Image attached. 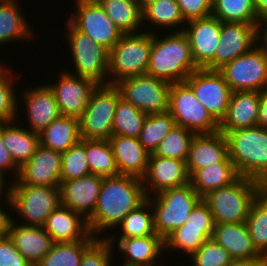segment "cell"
<instances>
[{
	"label": "cell",
	"instance_id": "6da1fadb",
	"mask_svg": "<svg viewBox=\"0 0 267 266\" xmlns=\"http://www.w3.org/2000/svg\"><path fill=\"white\" fill-rule=\"evenodd\" d=\"M146 199L142 179L122 174L103 177L96 208L87 220L91 235L106 237L105 232L109 234L106 230H114Z\"/></svg>",
	"mask_w": 267,
	"mask_h": 266
},
{
	"label": "cell",
	"instance_id": "7a4b0ae2",
	"mask_svg": "<svg viewBox=\"0 0 267 266\" xmlns=\"http://www.w3.org/2000/svg\"><path fill=\"white\" fill-rule=\"evenodd\" d=\"M169 33H161L160 36L152 33V47L146 74L171 84L181 83L198 68L192 59L186 34L183 31Z\"/></svg>",
	"mask_w": 267,
	"mask_h": 266
},
{
	"label": "cell",
	"instance_id": "3957f363",
	"mask_svg": "<svg viewBox=\"0 0 267 266\" xmlns=\"http://www.w3.org/2000/svg\"><path fill=\"white\" fill-rule=\"evenodd\" d=\"M228 156L239 176L267 187V129L254 126L225 133Z\"/></svg>",
	"mask_w": 267,
	"mask_h": 266
},
{
	"label": "cell",
	"instance_id": "277c9868",
	"mask_svg": "<svg viewBox=\"0 0 267 266\" xmlns=\"http://www.w3.org/2000/svg\"><path fill=\"white\" fill-rule=\"evenodd\" d=\"M266 188L261 182L239 176L230 185L205 195L215 223H244L255 198Z\"/></svg>",
	"mask_w": 267,
	"mask_h": 266
},
{
	"label": "cell",
	"instance_id": "5b68a950",
	"mask_svg": "<svg viewBox=\"0 0 267 266\" xmlns=\"http://www.w3.org/2000/svg\"><path fill=\"white\" fill-rule=\"evenodd\" d=\"M153 30L123 34L109 51L108 84L145 75L152 47ZM111 78V79H110Z\"/></svg>",
	"mask_w": 267,
	"mask_h": 266
},
{
	"label": "cell",
	"instance_id": "8992f818",
	"mask_svg": "<svg viewBox=\"0 0 267 266\" xmlns=\"http://www.w3.org/2000/svg\"><path fill=\"white\" fill-rule=\"evenodd\" d=\"M156 234L164 240L187 221L190 212L202 197L189 183L185 186L164 190L149 196Z\"/></svg>",
	"mask_w": 267,
	"mask_h": 266
},
{
	"label": "cell",
	"instance_id": "52a82bcc",
	"mask_svg": "<svg viewBox=\"0 0 267 266\" xmlns=\"http://www.w3.org/2000/svg\"><path fill=\"white\" fill-rule=\"evenodd\" d=\"M65 23L67 30L64 37L73 58L71 64L74 72L69 70V73L93 79L98 84H108L109 50L79 31L68 20Z\"/></svg>",
	"mask_w": 267,
	"mask_h": 266
},
{
	"label": "cell",
	"instance_id": "ba28073f",
	"mask_svg": "<svg viewBox=\"0 0 267 266\" xmlns=\"http://www.w3.org/2000/svg\"><path fill=\"white\" fill-rule=\"evenodd\" d=\"M120 98L119 89L114 84L96 87L79 117L81 139L108 140L112 136L113 119Z\"/></svg>",
	"mask_w": 267,
	"mask_h": 266
},
{
	"label": "cell",
	"instance_id": "9c48e42d",
	"mask_svg": "<svg viewBox=\"0 0 267 266\" xmlns=\"http://www.w3.org/2000/svg\"><path fill=\"white\" fill-rule=\"evenodd\" d=\"M14 216L19 215L25 226L43 227L47 217L61 205L57 186L11 185Z\"/></svg>",
	"mask_w": 267,
	"mask_h": 266
},
{
	"label": "cell",
	"instance_id": "30bf717a",
	"mask_svg": "<svg viewBox=\"0 0 267 266\" xmlns=\"http://www.w3.org/2000/svg\"><path fill=\"white\" fill-rule=\"evenodd\" d=\"M168 112L174 118L176 125H180L196 135L219 132V124L185 82L171 84Z\"/></svg>",
	"mask_w": 267,
	"mask_h": 266
},
{
	"label": "cell",
	"instance_id": "8fae6325",
	"mask_svg": "<svg viewBox=\"0 0 267 266\" xmlns=\"http://www.w3.org/2000/svg\"><path fill=\"white\" fill-rule=\"evenodd\" d=\"M218 71L232 92H261L267 87V52L258 43Z\"/></svg>",
	"mask_w": 267,
	"mask_h": 266
},
{
	"label": "cell",
	"instance_id": "7c38bea8",
	"mask_svg": "<svg viewBox=\"0 0 267 266\" xmlns=\"http://www.w3.org/2000/svg\"><path fill=\"white\" fill-rule=\"evenodd\" d=\"M115 86L125 101L147 115L168 111L171 83L165 80L145 74L122 79Z\"/></svg>",
	"mask_w": 267,
	"mask_h": 266
},
{
	"label": "cell",
	"instance_id": "4fadbf2b",
	"mask_svg": "<svg viewBox=\"0 0 267 266\" xmlns=\"http://www.w3.org/2000/svg\"><path fill=\"white\" fill-rule=\"evenodd\" d=\"M212 118L220 124L226 116L232 90L218 70L196 69L184 81Z\"/></svg>",
	"mask_w": 267,
	"mask_h": 266
},
{
	"label": "cell",
	"instance_id": "5bb4252c",
	"mask_svg": "<svg viewBox=\"0 0 267 266\" xmlns=\"http://www.w3.org/2000/svg\"><path fill=\"white\" fill-rule=\"evenodd\" d=\"M74 3V16L66 20L110 51L123 34L95 0H74Z\"/></svg>",
	"mask_w": 267,
	"mask_h": 266
},
{
	"label": "cell",
	"instance_id": "9a60e30c",
	"mask_svg": "<svg viewBox=\"0 0 267 266\" xmlns=\"http://www.w3.org/2000/svg\"><path fill=\"white\" fill-rule=\"evenodd\" d=\"M258 25L221 22L219 44L214 58L204 69L219 70L225 64L250 51L258 44Z\"/></svg>",
	"mask_w": 267,
	"mask_h": 266
},
{
	"label": "cell",
	"instance_id": "2e32d148",
	"mask_svg": "<svg viewBox=\"0 0 267 266\" xmlns=\"http://www.w3.org/2000/svg\"><path fill=\"white\" fill-rule=\"evenodd\" d=\"M58 75L57 83L46 84L52 90L62 116L79 118L99 84L93 79L73 75L67 69Z\"/></svg>",
	"mask_w": 267,
	"mask_h": 266
},
{
	"label": "cell",
	"instance_id": "e0dca14e",
	"mask_svg": "<svg viewBox=\"0 0 267 266\" xmlns=\"http://www.w3.org/2000/svg\"><path fill=\"white\" fill-rule=\"evenodd\" d=\"M61 152L39 144L35 154L19 168L12 185L60 186Z\"/></svg>",
	"mask_w": 267,
	"mask_h": 266
},
{
	"label": "cell",
	"instance_id": "ac0fdd59",
	"mask_svg": "<svg viewBox=\"0 0 267 266\" xmlns=\"http://www.w3.org/2000/svg\"><path fill=\"white\" fill-rule=\"evenodd\" d=\"M189 183L190 176L185 161L150 154L147 171L142 178L147 197Z\"/></svg>",
	"mask_w": 267,
	"mask_h": 266
},
{
	"label": "cell",
	"instance_id": "d6986e66",
	"mask_svg": "<svg viewBox=\"0 0 267 266\" xmlns=\"http://www.w3.org/2000/svg\"><path fill=\"white\" fill-rule=\"evenodd\" d=\"M186 24L183 32L188 37L192 59L198 69H204L213 60L219 44L221 21L211 15Z\"/></svg>",
	"mask_w": 267,
	"mask_h": 266
},
{
	"label": "cell",
	"instance_id": "ffe728a7",
	"mask_svg": "<svg viewBox=\"0 0 267 266\" xmlns=\"http://www.w3.org/2000/svg\"><path fill=\"white\" fill-rule=\"evenodd\" d=\"M103 177L89 174L77 179L60 182L61 205L88 220L97 205Z\"/></svg>",
	"mask_w": 267,
	"mask_h": 266
},
{
	"label": "cell",
	"instance_id": "44dd1931",
	"mask_svg": "<svg viewBox=\"0 0 267 266\" xmlns=\"http://www.w3.org/2000/svg\"><path fill=\"white\" fill-rule=\"evenodd\" d=\"M116 236L117 233L116 235L110 234L106 236V239L113 248L116 244L114 251L118 249L117 252L124 255L123 263L120 265L157 266L158 259L163 255L162 253H165L164 239L156 233L151 236L114 239Z\"/></svg>",
	"mask_w": 267,
	"mask_h": 266
},
{
	"label": "cell",
	"instance_id": "7402d4cb",
	"mask_svg": "<svg viewBox=\"0 0 267 266\" xmlns=\"http://www.w3.org/2000/svg\"><path fill=\"white\" fill-rule=\"evenodd\" d=\"M26 90V91H25ZM20 95H23L21 103H24L27 113L25 128L32 132H42L51 122L62 116L58 103L52 90L47 84L26 88Z\"/></svg>",
	"mask_w": 267,
	"mask_h": 266
},
{
	"label": "cell",
	"instance_id": "603a6c76",
	"mask_svg": "<svg viewBox=\"0 0 267 266\" xmlns=\"http://www.w3.org/2000/svg\"><path fill=\"white\" fill-rule=\"evenodd\" d=\"M228 157V144L225 134H199L192 139L187 158V171L191 176L196 170L221 163Z\"/></svg>",
	"mask_w": 267,
	"mask_h": 266
},
{
	"label": "cell",
	"instance_id": "cb8c5ba5",
	"mask_svg": "<svg viewBox=\"0 0 267 266\" xmlns=\"http://www.w3.org/2000/svg\"><path fill=\"white\" fill-rule=\"evenodd\" d=\"M8 236L17 250L32 265L36 266L54 245L52 237L39 226H25L16 222L10 226Z\"/></svg>",
	"mask_w": 267,
	"mask_h": 266
},
{
	"label": "cell",
	"instance_id": "d4e9b609",
	"mask_svg": "<svg viewBox=\"0 0 267 266\" xmlns=\"http://www.w3.org/2000/svg\"><path fill=\"white\" fill-rule=\"evenodd\" d=\"M260 92L234 91L231 94L226 116L219 124V132L257 126Z\"/></svg>",
	"mask_w": 267,
	"mask_h": 266
},
{
	"label": "cell",
	"instance_id": "484cf974",
	"mask_svg": "<svg viewBox=\"0 0 267 266\" xmlns=\"http://www.w3.org/2000/svg\"><path fill=\"white\" fill-rule=\"evenodd\" d=\"M108 141L119 174L142 179L147 171L150 154L141 145L139 138L112 135Z\"/></svg>",
	"mask_w": 267,
	"mask_h": 266
},
{
	"label": "cell",
	"instance_id": "4316f807",
	"mask_svg": "<svg viewBox=\"0 0 267 266\" xmlns=\"http://www.w3.org/2000/svg\"><path fill=\"white\" fill-rule=\"evenodd\" d=\"M43 228L55 243L83 241L91 235L87 220L62 205L47 217Z\"/></svg>",
	"mask_w": 267,
	"mask_h": 266
},
{
	"label": "cell",
	"instance_id": "83f0119b",
	"mask_svg": "<svg viewBox=\"0 0 267 266\" xmlns=\"http://www.w3.org/2000/svg\"><path fill=\"white\" fill-rule=\"evenodd\" d=\"M212 239L223 246L233 260L259 258L246 222L215 223Z\"/></svg>",
	"mask_w": 267,
	"mask_h": 266
},
{
	"label": "cell",
	"instance_id": "f1b7e54d",
	"mask_svg": "<svg viewBox=\"0 0 267 266\" xmlns=\"http://www.w3.org/2000/svg\"><path fill=\"white\" fill-rule=\"evenodd\" d=\"M16 122L2 123V137L11 158L20 168L35 154L40 141L38 133L22 127L20 121Z\"/></svg>",
	"mask_w": 267,
	"mask_h": 266
},
{
	"label": "cell",
	"instance_id": "f546056e",
	"mask_svg": "<svg viewBox=\"0 0 267 266\" xmlns=\"http://www.w3.org/2000/svg\"><path fill=\"white\" fill-rule=\"evenodd\" d=\"M18 2L19 0H0V45L16 40L31 42L32 37H35L32 32L34 29L28 25Z\"/></svg>",
	"mask_w": 267,
	"mask_h": 266
},
{
	"label": "cell",
	"instance_id": "4dcf8cb0",
	"mask_svg": "<svg viewBox=\"0 0 267 266\" xmlns=\"http://www.w3.org/2000/svg\"><path fill=\"white\" fill-rule=\"evenodd\" d=\"M239 177L229 156L221 163H216L196 170L190 176V184L203 198L209 192L230 185Z\"/></svg>",
	"mask_w": 267,
	"mask_h": 266
},
{
	"label": "cell",
	"instance_id": "1f68e13d",
	"mask_svg": "<svg viewBox=\"0 0 267 266\" xmlns=\"http://www.w3.org/2000/svg\"><path fill=\"white\" fill-rule=\"evenodd\" d=\"M81 140L79 118L61 116L39 133L40 144L46 148L65 152Z\"/></svg>",
	"mask_w": 267,
	"mask_h": 266
},
{
	"label": "cell",
	"instance_id": "d6a6232c",
	"mask_svg": "<svg viewBox=\"0 0 267 266\" xmlns=\"http://www.w3.org/2000/svg\"><path fill=\"white\" fill-rule=\"evenodd\" d=\"M122 34L143 31V13L135 0H95ZM139 30V31H138Z\"/></svg>",
	"mask_w": 267,
	"mask_h": 266
},
{
	"label": "cell",
	"instance_id": "836d02e7",
	"mask_svg": "<svg viewBox=\"0 0 267 266\" xmlns=\"http://www.w3.org/2000/svg\"><path fill=\"white\" fill-rule=\"evenodd\" d=\"M143 13V27L145 22L148 21V25H155L152 28L172 30L173 32H179L184 30L186 21L184 20L180 7L176 0H157L142 10ZM183 25V26H182ZM157 26V27H156ZM162 27V28H161ZM179 27H183L180 28ZM175 30H174V29ZM178 28V29H177Z\"/></svg>",
	"mask_w": 267,
	"mask_h": 266
},
{
	"label": "cell",
	"instance_id": "e575fe53",
	"mask_svg": "<svg viewBox=\"0 0 267 266\" xmlns=\"http://www.w3.org/2000/svg\"><path fill=\"white\" fill-rule=\"evenodd\" d=\"M119 237L115 239H124L132 237L151 236L156 233L154 225V214L151 203L146 199L136 209L132 210L115 227Z\"/></svg>",
	"mask_w": 267,
	"mask_h": 266
},
{
	"label": "cell",
	"instance_id": "d590c367",
	"mask_svg": "<svg viewBox=\"0 0 267 266\" xmlns=\"http://www.w3.org/2000/svg\"><path fill=\"white\" fill-rule=\"evenodd\" d=\"M214 227L183 225L173 231L165 240V251L183 252L188 258L208 239L212 238Z\"/></svg>",
	"mask_w": 267,
	"mask_h": 266
},
{
	"label": "cell",
	"instance_id": "8d00e7d4",
	"mask_svg": "<svg viewBox=\"0 0 267 266\" xmlns=\"http://www.w3.org/2000/svg\"><path fill=\"white\" fill-rule=\"evenodd\" d=\"M246 224L255 249L267 257V187L253 201Z\"/></svg>",
	"mask_w": 267,
	"mask_h": 266
},
{
	"label": "cell",
	"instance_id": "74e56055",
	"mask_svg": "<svg viewBox=\"0 0 267 266\" xmlns=\"http://www.w3.org/2000/svg\"><path fill=\"white\" fill-rule=\"evenodd\" d=\"M96 238L90 235L83 241L54 243L36 266H80L84 250Z\"/></svg>",
	"mask_w": 267,
	"mask_h": 266
},
{
	"label": "cell",
	"instance_id": "f35d334b",
	"mask_svg": "<svg viewBox=\"0 0 267 266\" xmlns=\"http://www.w3.org/2000/svg\"><path fill=\"white\" fill-rule=\"evenodd\" d=\"M86 154L91 173L102 177L119 175L108 140L86 139Z\"/></svg>",
	"mask_w": 267,
	"mask_h": 266
},
{
	"label": "cell",
	"instance_id": "ab89813d",
	"mask_svg": "<svg viewBox=\"0 0 267 266\" xmlns=\"http://www.w3.org/2000/svg\"><path fill=\"white\" fill-rule=\"evenodd\" d=\"M212 15L221 22L259 24L254 0H212Z\"/></svg>",
	"mask_w": 267,
	"mask_h": 266
},
{
	"label": "cell",
	"instance_id": "60d3db41",
	"mask_svg": "<svg viewBox=\"0 0 267 266\" xmlns=\"http://www.w3.org/2000/svg\"><path fill=\"white\" fill-rule=\"evenodd\" d=\"M147 114L122 97L118 100L112 124V135L139 138Z\"/></svg>",
	"mask_w": 267,
	"mask_h": 266
},
{
	"label": "cell",
	"instance_id": "b9f144b4",
	"mask_svg": "<svg viewBox=\"0 0 267 266\" xmlns=\"http://www.w3.org/2000/svg\"><path fill=\"white\" fill-rule=\"evenodd\" d=\"M175 125V120L168 111L147 115L139 136L141 145L149 154H153Z\"/></svg>",
	"mask_w": 267,
	"mask_h": 266
},
{
	"label": "cell",
	"instance_id": "7bdbcfd3",
	"mask_svg": "<svg viewBox=\"0 0 267 266\" xmlns=\"http://www.w3.org/2000/svg\"><path fill=\"white\" fill-rule=\"evenodd\" d=\"M13 71L11 67L1 65L0 62V123L19 121V115H22L17 113L19 110L21 111L18 104L21 101L18 98H21V96H16L17 92L15 90L17 88H15V81L13 80L17 81V79Z\"/></svg>",
	"mask_w": 267,
	"mask_h": 266
},
{
	"label": "cell",
	"instance_id": "ee69618b",
	"mask_svg": "<svg viewBox=\"0 0 267 266\" xmlns=\"http://www.w3.org/2000/svg\"><path fill=\"white\" fill-rule=\"evenodd\" d=\"M195 133L180 125H175L159 143L154 156H162L185 161Z\"/></svg>",
	"mask_w": 267,
	"mask_h": 266
},
{
	"label": "cell",
	"instance_id": "f6af8a7d",
	"mask_svg": "<svg viewBox=\"0 0 267 266\" xmlns=\"http://www.w3.org/2000/svg\"><path fill=\"white\" fill-rule=\"evenodd\" d=\"M61 181L77 179L91 174L86 154V139L61 152Z\"/></svg>",
	"mask_w": 267,
	"mask_h": 266
},
{
	"label": "cell",
	"instance_id": "bcb514c9",
	"mask_svg": "<svg viewBox=\"0 0 267 266\" xmlns=\"http://www.w3.org/2000/svg\"><path fill=\"white\" fill-rule=\"evenodd\" d=\"M189 259L191 266H227L233 261L230 253L212 238L206 240Z\"/></svg>",
	"mask_w": 267,
	"mask_h": 266
},
{
	"label": "cell",
	"instance_id": "7dc6e473",
	"mask_svg": "<svg viewBox=\"0 0 267 266\" xmlns=\"http://www.w3.org/2000/svg\"><path fill=\"white\" fill-rule=\"evenodd\" d=\"M114 252L106 237H97L84 250L80 266H114L115 262L112 261L115 258Z\"/></svg>",
	"mask_w": 267,
	"mask_h": 266
},
{
	"label": "cell",
	"instance_id": "c3c4849f",
	"mask_svg": "<svg viewBox=\"0 0 267 266\" xmlns=\"http://www.w3.org/2000/svg\"><path fill=\"white\" fill-rule=\"evenodd\" d=\"M186 22L212 15V0H176Z\"/></svg>",
	"mask_w": 267,
	"mask_h": 266
},
{
	"label": "cell",
	"instance_id": "681fc988",
	"mask_svg": "<svg viewBox=\"0 0 267 266\" xmlns=\"http://www.w3.org/2000/svg\"><path fill=\"white\" fill-rule=\"evenodd\" d=\"M0 266H32L7 235L0 238Z\"/></svg>",
	"mask_w": 267,
	"mask_h": 266
},
{
	"label": "cell",
	"instance_id": "f907efd6",
	"mask_svg": "<svg viewBox=\"0 0 267 266\" xmlns=\"http://www.w3.org/2000/svg\"><path fill=\"white\" fill-rule=\"evenodd\" d=\"M184 225L194 227H215L213 215L211 214L208 205L203 200L193 208Z\"/></svg>",
	"mask_w": 267,
	"mask_h": 266
},
{
	"label": "cell",
	"instance_id": "816d5d0a",
	"mask_svg": "<svg viewBox=\"0 0 267 266\" xmlns=\"http://www.w3.org/2000/svg\"><path fill=\"white\" fill-rule=\"evenodd\" d=\"M10 173H12L13 177H10L13 178L12 182H14L19 174V167L15 164L4 145L2 137V123H0V174L6 176Z\"/></svg>",
	"mask_w": 267,
	"mask_h": 266
},
{
	"label": "cell",
	"instance_id": "f5cc1de1",
	"mask_svg": "<svg viewBox=\"0 0 267 266\" xmlns=\"http://www.w3.org/2000/svg\"><path fill=\"white\" fill-rule=\"evenodd\" d=\"M9 210H5L2 205H0V238L8 235L11 223L13 221V216L8 212H12V203H7ZM5 210V211H4Z\"/></svg>",
	"mask_w": 267,
	"mask_h": 266
},
{
	"label": "cell",
	"instance_id": "db71d44e",
	"mask_svg": "<svg viewBox=\"0 0 267 266\" xmlns=\"http://www.w3.org/2000/svg\"><path fill=\"white\" fill-rule=\"evenodd\" d=\"M257 126L267 129V87L260 92Z\"/></svg>",
	"mask_w": 267,
	"mask_h": 266
},
{
	"label": "cell",
	"instance_id": "11a10c76",
	"mask_svg": "<svg viewBox=\"0 0 267 266\" xmlns=\"http://www.w3.org/2000/svg\"><path fill=\"white\" fill-rule=\"evenodd\" d=\"M227 266H267V257L261 256L252 259H236Z\"/></svg>",
	"mask_w": 267,
	"mask_h": 266
},
{
	"label": "cell",
	"instance_id": "9f6ffc18",
	"mask_svg": "<svg viewBox=\"0 0 267 266\" xmlns=\"http://www.w3.org/2000/svg\"><path fill=\"white\" fill-rule=\"evenodd\" d=\"M7 178L9 179L10 177H7V176L0 174V204L3 203L1 201L6 200L5 205H6V203H11L10 197H11L12 182L10 180H8ZM8 181H10V183ZM6 182L8 183V185ZM2 199H4V200H2Z\"/></svg>",
	"mask_w": 267,
	"mask_h": 266
},
{
	"label": "cell",
	"instance_id": "6f0895ef",
	"mask_svg": "<svg viewBox=\"0 0 267 266\" xmlns=\"http://www.w3.org/2000/svg\"><path fill=\"white\" fill-rule=\"evenodd\" d=\"M254 6L258 22L267 20V0H254Z\"/></svg>",
	"mask_w": 267,
	"mask_h": 266
},
{
	"label": "cell",
	"instance_id": "680465c9",
	"mask_svg": "<svg viewBox=\"0 0 267 266\" xmlns=\"http://www.w3.org/2000/svg\"><path fill=\"white\" fill-rule=\"evenodd\" d=\"M258 43L267 52V20L258 25Z\"/></svg>",
	"mask_w": 267,
	"mask_h": 266
},
{
	"label": "cell",
	"instance_id": "91938a15",
	"mask_svg": "<svg viewBox=\"0 0 267 266\" xmlns=\"http://www.w3.org/2000/svg\"><path fill=\"white\" fill-rule=\"evenodd\" d=\"M135 1H136L137 5L143 10L149 4H151L157 0H135Z\"/></svg>",
	"mask_w": 267,
	"mask_h": 266
}]
</instances>
